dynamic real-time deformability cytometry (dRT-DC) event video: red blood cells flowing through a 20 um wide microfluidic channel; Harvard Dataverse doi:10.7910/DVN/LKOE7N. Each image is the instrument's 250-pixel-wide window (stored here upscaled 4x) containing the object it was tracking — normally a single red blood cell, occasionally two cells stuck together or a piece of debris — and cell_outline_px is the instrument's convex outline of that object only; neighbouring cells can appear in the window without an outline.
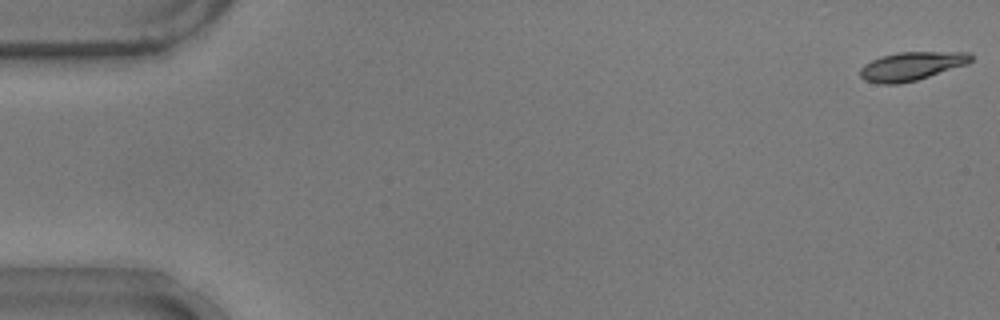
{"species": "common noctule bat (a hibernating species)", "species_latin": "Nyctalus noctula", "temperature_condition": "warm", "stored_images_in_passage": 17, "camera_frame_rate_fps": 3000, "um_per_image_px": 0.085, "animal": {"sex": "male", "body_mass_g": 17.9}, "frame": {"image": 1, "passage_image": 1, "time_ms": 0.0, "image_size_px": [1000, 320], "cell_outline_px": [[972, 60], [968, 64], [916, 80], [900, 84], [880, 84], [864, 80], [860, 76], [860, 68], [864, 64], [880, 56], [900, 52], [968, 52], [972, 56]], "centroid_in_image_um": [77.46, 5.62], "position_along_channel_um": 7.5, "area_um2": 18.44}}
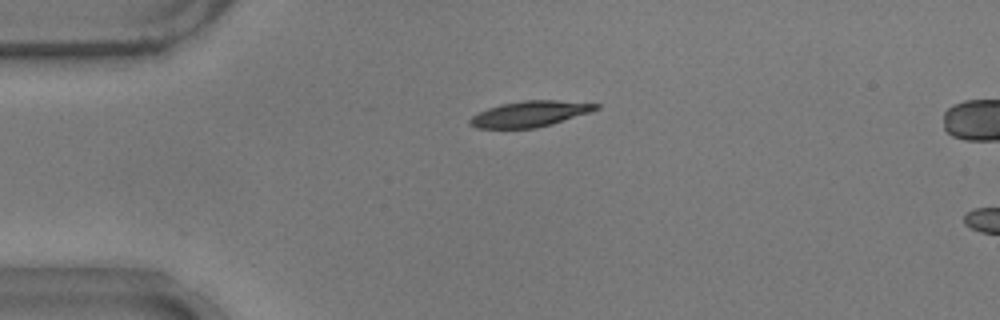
{"frame": {"image": 2, "passage_image": 13, "time_ms": 4.0, "image_size_px": [1000, 320], "cell_outline_px": [[600, 108], [552, 124], [536, 128], [476, 128], [468, 124], [468, 120], [472, 116], [488, 108], [500, 104], [520, 100], [556, 100], [600, 104]], "centroid_in_image_um": [45.0, 9.68], "position_along_channel_um": 40.0, "area_um2": 18.84}}